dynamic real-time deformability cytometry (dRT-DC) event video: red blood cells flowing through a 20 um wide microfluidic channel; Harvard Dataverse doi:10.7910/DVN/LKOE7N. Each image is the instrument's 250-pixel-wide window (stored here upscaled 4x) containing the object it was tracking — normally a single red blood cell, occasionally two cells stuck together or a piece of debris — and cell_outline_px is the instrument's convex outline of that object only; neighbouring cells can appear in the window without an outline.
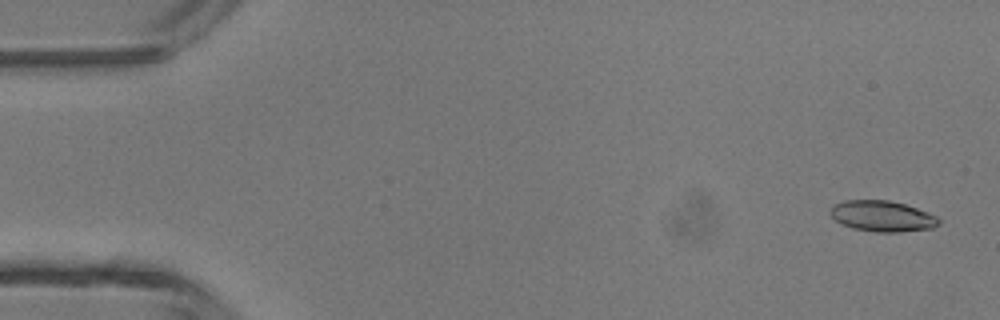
{"species": "common noctule bat (a hibernating species)", "species_latin": "Nyctalus noctula", "temperature_condition": "room temperature", "stored_images_in_passage": 47, "camera_frame_rate_fps": 3000, "um_per_image_px": 0.085, "animal": {"sex": "male", "body_mass_g": 13.3}, "frame": {"image": 1, "passage_image": 2, "time_ms": 0.333, "image_size_px": [1000, 320], "cell_outline_px": [[940, 224], [932, 228], [900, 232], [876, 232], [852, 228], [840, 224], [828, 212], [832, 204], [844, 200], [888, 200], [904, 204], [928, 212], [936, 216], [940, 220]], "centroid_in_image_um": [74.96, 18.37], "position_along_channel_um": 10.0, "area_um2": 19.65}}
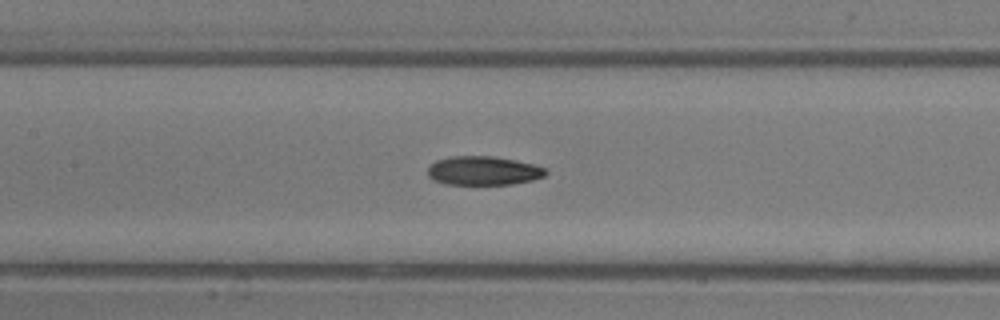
{"frame": {"image": 2, "passage_image": 22, "time_ms": 7.0, "image_size_px": [1000, 320], "cell_outline_px": [[548, 172], [544, 176], [532, 180], [512, 184], [444, 184], [432, 180], [428, 176], [428, 168], [436, 160], [452, 156], [492, 156], [516, 160], [532, 164], [544, 168]], "centroid_in_image_um": [41.06, 14.51], "position_along_channel_um": 166.3, "area_um2": 19.83}}
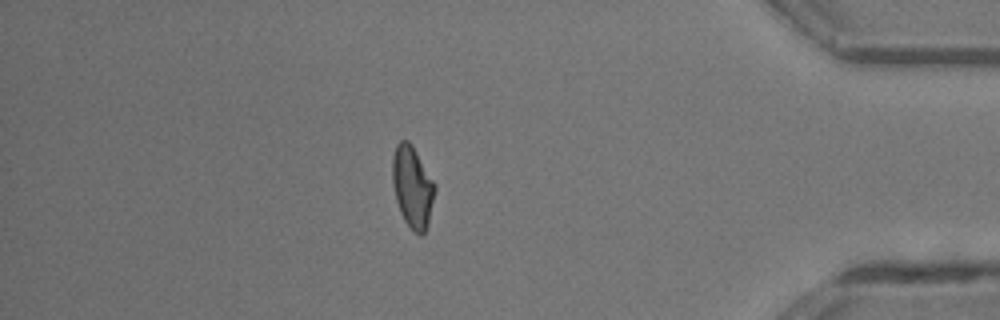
{"frame": {"image": 3, "passage_image": 41, "time_ms": 13.333, "image_size_px": [1000, 320], "cell_outline_px": [[436, 188], [428, 224], [424, 232], [420, 236], [412, 232], [404, 220], [400, 212], [396, 200], [392, 180], [392, 156], [396, 144], [400, 140], [408, 140], [412, 144], [436, 184]], "centroid_in_image_um": [35.05, 15.88], "position_along_channel_um": 400.1, "area_um2": 20.46}, "authors_computed_cell_mechanics": {"area_um2": 20.1144, "velocity_mm_per_s": 4.3413, "shape_relaxation_time_tau1_ms": 6.827, "shape_relaxation_time_tau2_ms": 4.0739, "deformation_change_tau1": 0.1902, "deformation_change_tau2": 0.1129}}